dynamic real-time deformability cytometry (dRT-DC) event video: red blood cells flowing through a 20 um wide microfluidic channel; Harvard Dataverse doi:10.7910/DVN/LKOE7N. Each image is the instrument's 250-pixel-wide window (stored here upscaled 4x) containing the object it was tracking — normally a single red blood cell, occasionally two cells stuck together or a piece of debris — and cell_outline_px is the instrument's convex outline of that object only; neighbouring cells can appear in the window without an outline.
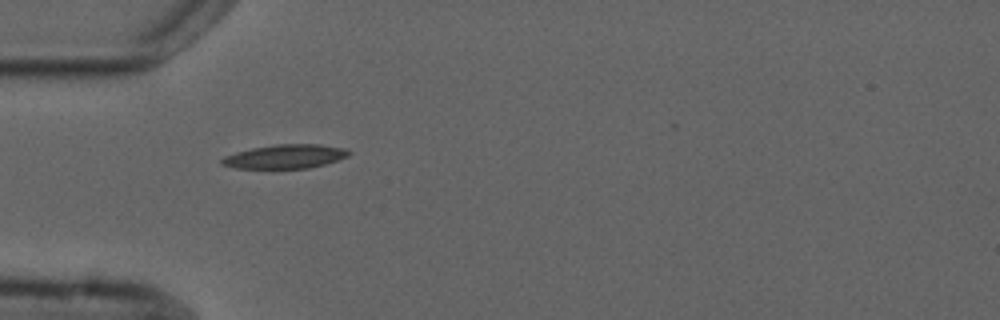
{"species": "common noctule bat (a hibernating species)", "species_latin": "Nyctalus noctula", "temperature_condition": "cold", "stored_images_in_passage": 5, "camera_frame_rate_fps": 3000, "um_per_image_px": 0.085, "animal": {"sex": "male", "forearm_length_mm": 52.5}, "frame": {"image": 1, "passage_image": 4, "time_ms": 4.0, "image_size_px": [1000, 320], "cell_outline_px": [[352, 152], [348, 156], [324, 164], [308, 168], [236, 168], [220, 164], [220, 160], [224, 156], [236, 152], [252, 148], [276, 144], [320, 144], [344, 148]], "centroid_in_image_um": [24.23, 13.29], "position_along_channel_um": 60.8, "area_um2": 17.63}}
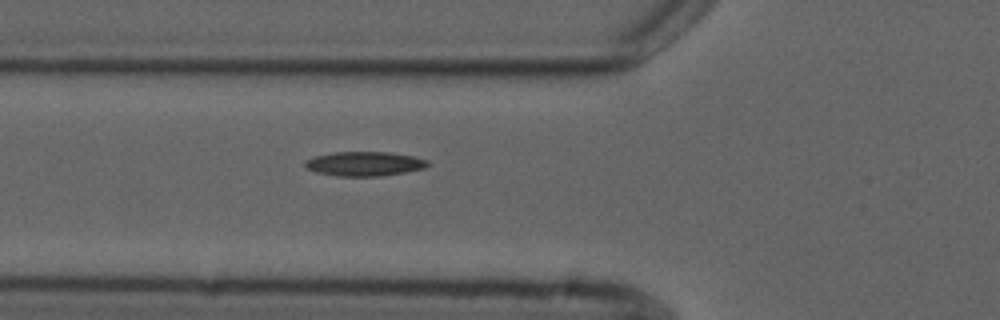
{"frame": {"image": 2, "passage_image": 5, "time_ms": 5.0, "image_size_px": [1000, 320], "cell_outline_px": [[428, 164], [424, 168], [408, 172], [380, 176], [336, 176], [316, 172], [308, 168], [304, 164], [304, 160], [312, 156], [332, 152], [388, 152], [412, 156], [428, 160]], "centroid_in_image_um": [30.94, 13.92], "position_along_channel_um": 94.9, "area_um2": 17.51}}